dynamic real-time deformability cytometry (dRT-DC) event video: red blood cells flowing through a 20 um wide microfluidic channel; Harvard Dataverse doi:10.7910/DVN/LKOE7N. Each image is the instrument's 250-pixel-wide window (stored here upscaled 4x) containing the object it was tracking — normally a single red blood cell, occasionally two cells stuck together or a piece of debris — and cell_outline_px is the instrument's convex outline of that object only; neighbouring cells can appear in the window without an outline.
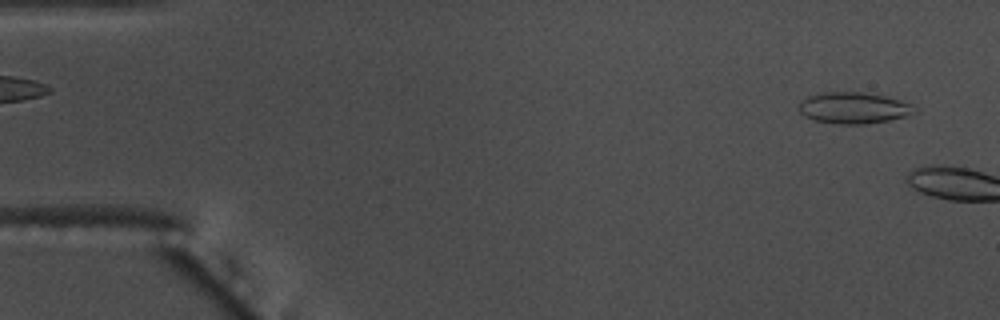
{"species": "common noctule bat (a hibernating species)", "species_latin": "Nyctalus noctula", "temperature_condition": "warm", "stored_images_in_passage": 4, "camera_frame_rate_fps": 3000, "um_per_image_px": 0.085, "animal": {"sex": "male", "body_mass_g": 17.5, "forearm_length_mm": 52.3}, "frame": {"image": 1, "passage_image": 1, "time_ms": 0.0, "image_size_px": [1000, 320], "cell_outline_px": [[916, 112], [908, 116], [888, 120], [864, 124], [836, 124], [816, 120], [804, 116], [800, 112], [800, 104], [808, 96], [824, 92], [860, 92], [884, 96], [916, 104]], "centroid_in_image_um": [72.62, 9.18], "position_along_channel_um": 12.4, "area_um2": 21.04}}